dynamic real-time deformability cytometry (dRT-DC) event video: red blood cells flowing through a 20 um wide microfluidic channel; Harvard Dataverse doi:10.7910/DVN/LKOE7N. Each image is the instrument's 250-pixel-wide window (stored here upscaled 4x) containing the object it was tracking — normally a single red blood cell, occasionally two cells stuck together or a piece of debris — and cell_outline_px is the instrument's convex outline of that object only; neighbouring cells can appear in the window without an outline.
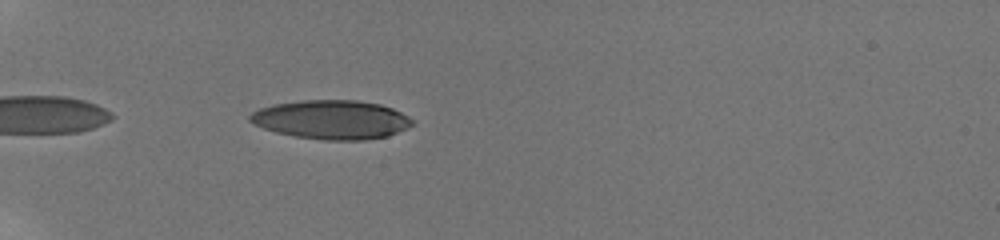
{"species": "human", "species_latin": "Homo sapiens", "temperature_condition": "room temperature", "stored_images_in_passage": 40, "camera_frame_rate_fps": 3000, "um_per_image_px": 0.085, "donor": {"sex": "male"}, "frame": {"image": 1, "passage_image": 4, "time_ms": 1.0, "image_size_px": [1000, 240], "cell_outline_px": [[416, 124], [408, 128], [388, 136], [364, 140], [324, 140], [296, 136], [276, 132], [264, 128], [248, 120], [248, 116], [252, 112], [260, 108], [272, 104], [304, 100], [356, 100], [380, 104], [392, 108], [408, 116]], "centroid_in_image_um": [28.2, 10.17], "position_along_channel_um": 56.8, "area_um2": 36.88}}
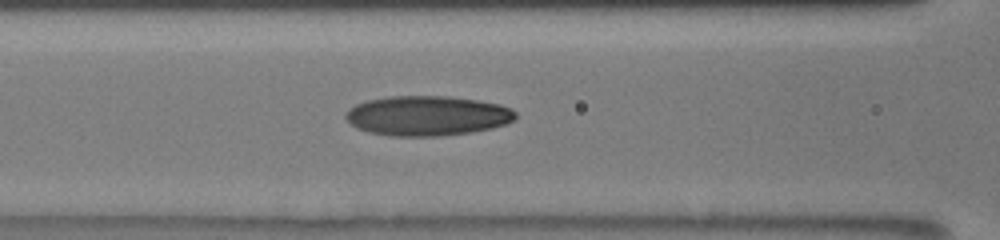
{"frame": {"image": 2, "passage_image": 12, "time_ms": 3.667, "image_size_px": [1000, 240], "cell_outline_px": [[516, 120], [492, 128], [472, 132], [440, 136], [392, 136], [368, 132], [356, 128], [344, 116], [356, 104], [368, 100], [392, 96], [448, 96], [476, 100], [500, 104], [512, 108], [516, 112]], "centroid_in_image_um": [36.36, 9.84], "position_along_channel_um": 130.2, "area_um2": 39.42}}
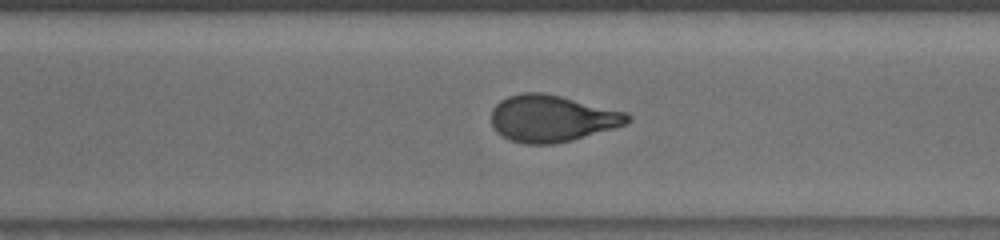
{"frame": {"image": 3, "passage_image": 27, "time_ms": 8.667, "image_size_px": [1000, 240], "cell_outline_px": [[632, 120], [628, 124], [572, 140], [552, 144], [524, 144], [508, 140], [496, 132], [492, 124], [492, 108], [500, 100], [508, 96], [524, 92], [544, 92], [628, 112], [632, 116]], "centroid_in_image_um": [46.93, 10.07], "position_along_channel_um": 323.7, "area_um2": 37.45}, "authors_computed_cell_mechanics": {"area_um2": 37.281, "velocity_mm_per_s": 3.8806, "shape_relaxation_time_tau1_ms": 8.2832, "shape_relaxation_time_tau2_ms": 1.5297, "deformation_change_tau1": 0.262, "deformation_change_tau2": 0.0857}}